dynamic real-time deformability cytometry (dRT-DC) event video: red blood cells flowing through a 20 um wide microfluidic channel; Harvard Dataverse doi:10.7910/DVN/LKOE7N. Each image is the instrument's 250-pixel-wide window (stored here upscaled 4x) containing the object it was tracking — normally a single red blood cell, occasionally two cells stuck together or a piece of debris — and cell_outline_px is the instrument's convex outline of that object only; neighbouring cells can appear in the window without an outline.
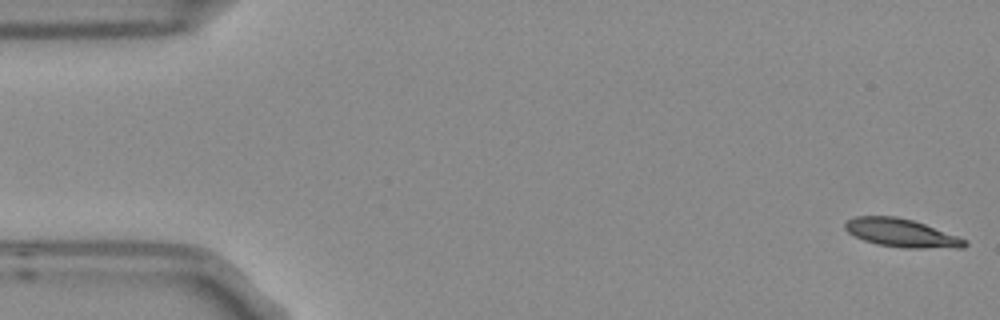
{"species": "Egyptian fruit bat (a non-hibernating species)", "species_latin": "Rousettus aegyptiacus", "temperature_condition": "room temperature", "stored_images_in_passage": 6, "segment_of_instrument_passage": [1, 2], "camera_frame_rate_fps": 3000, "um_per_image_px": 0.085, "frame": {"image": 1, "passage_image": 1, "time_ms": 0.0, "image_size_px": [1000, 320], "cell_outline_px": [[968, 244], [964, 248], [904, 248], [876, 244], [864, 240], [848, 232], [844, 228], [844, 224], [848, 220], [856, 216], [896, 216], [912, 220], [924, 224], [968, 240]], "centroid_in_image_um": [76.64, 19.81], "position_along_channel_um": 8.4, "area_um2": 19.65}}
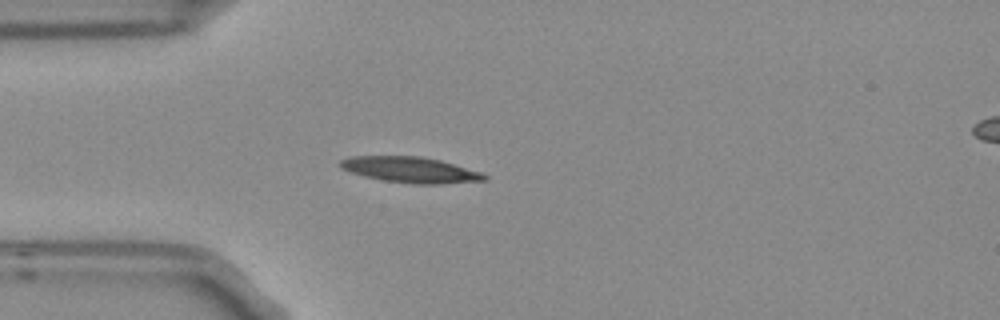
{"frame": {"image": 2, "passage_image": 5, "time_ms": 1.333, "image_size_px": [1000, 320], "cell_outline_px": [[488, 180], [440, 184], [416, 184], [384, 180], [364, 176], [340, 168], [336, 164], [340, 160], [348, 156], [424, 156], [440, 160], [480, 172], [488, 176]], "centroid_in_image_um": [34.85, 14.42], "position_along_channel_um": 50.1, "area_um2": 21.68}}